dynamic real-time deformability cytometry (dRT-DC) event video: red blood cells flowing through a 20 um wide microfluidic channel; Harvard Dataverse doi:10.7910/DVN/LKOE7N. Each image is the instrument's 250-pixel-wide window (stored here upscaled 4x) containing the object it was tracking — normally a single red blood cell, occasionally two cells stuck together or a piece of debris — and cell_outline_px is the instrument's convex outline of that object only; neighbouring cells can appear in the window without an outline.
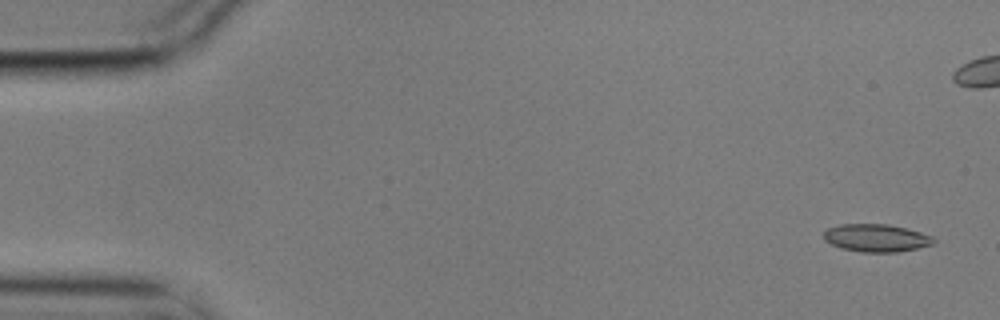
{"species": "common noctule bat (a hibernating species)", "species_latin": "Nyctalus noctula", "temperature_condition": "cold", "stored_images_in_passage": 6, "camera_frame_rate_fps": 3000, "um_per_image_px": 0.085, "animal": {"sex": "male", "body_mass_g": 17.9}, "frame": {"image": 1, "passage_image": 1, "time_ms": 0.0, "image_size_px": [1000, 320], "cell_outline_px": [[936, 240], [932, 244], [916, 248], [896, 252], [860, 252], [840, 248], [824, 240], [824, 232], [828, 228], [840, 224], [888, 224], [908, 228], [932, 236]], "centroid_in_image_um": [74.47, 20.22], "position_along_channel_um": 10.5, "area_um2": 17.74}}
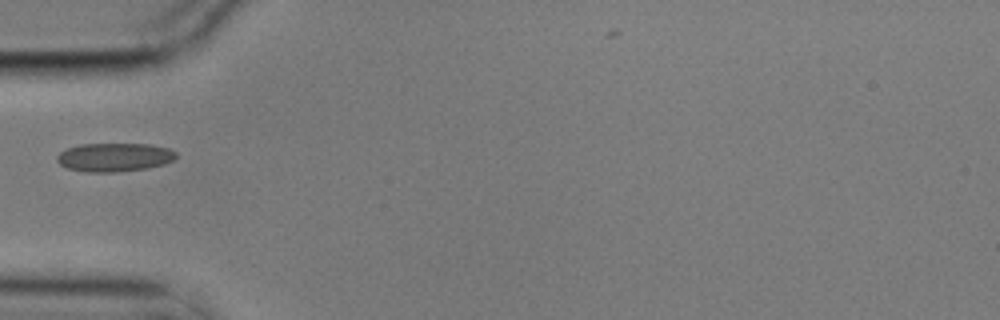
{"frame": {"image": 2, "passage_image": 6, "time_ms": 1.667, "image_size_px": [1000, 320], "cell_outline_px": [[176, 156], [172, 160], [164, 164], [144, 168], [116, 172], [88, 172], [68, 168], [60, 164], [56, 160], [56, 156], [60, 152], [68, 148], [80, 144], [148, 144], [168, 148], [176, 152]], "centroid_in_image_um": [9.69, 13.36], "position_along_channel_um": 75.3, "area_um2": 19.65}}